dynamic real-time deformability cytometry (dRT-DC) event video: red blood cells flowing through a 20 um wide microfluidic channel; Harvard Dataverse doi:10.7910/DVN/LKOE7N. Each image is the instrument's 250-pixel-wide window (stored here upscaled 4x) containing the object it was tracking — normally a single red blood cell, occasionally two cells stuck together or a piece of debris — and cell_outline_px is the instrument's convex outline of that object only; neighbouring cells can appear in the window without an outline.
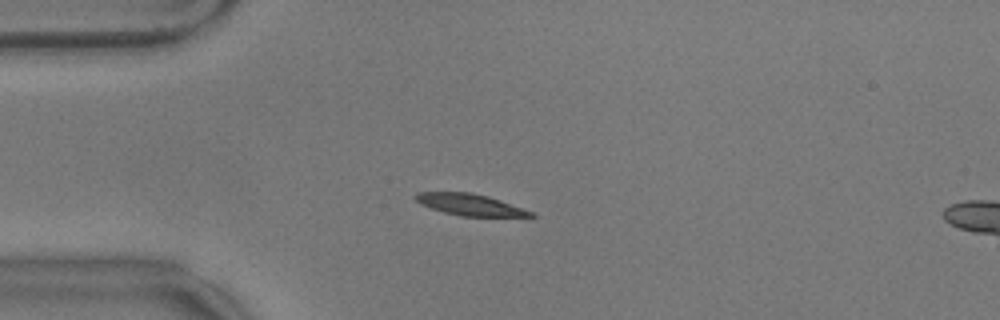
{"species": "common noctule bat (a hibernating species)", "species_latin": "Nyctalus noctula", "temperature_condition": "warm", "stored_images_in_passage": 57, "camera_frame_rate_fps": 3000, "um_per_image_px": 0.085, "animal": {"sex": "male", "body_mass_g": 17.9}, "frame": {"image": 1, "passage_image": 14, "time_ms": 4.333, "image_size_px": [1000, 320], "cell_outline_px": [[536, 216], [460, 216], [444, 212], [420, 204], [412, 196], [416, 192], [472, 192], [488, 196], [500, 200], [532, 212]], "centroid_in_image_um": [39.87, 17.38], "position_along_channel_um": 45.1, "area_um2": 14.28}}
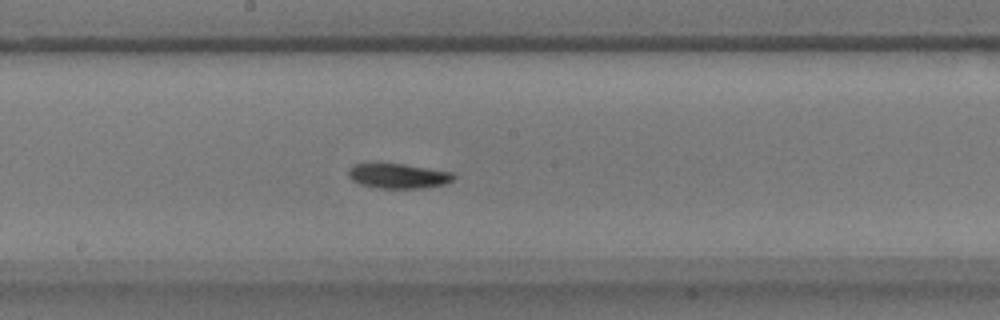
{"frame": {"image": 2, "passage_image": 30, "time_ms": 9.667, "image_size_px": [1000, 320], "cell_outline_px": [[456, 176], [452, 180], [444, 184], [420, 188], [380, 188], [360, 184], [352, 180], [348, 176], [348, 168], [352, 164], [404, 164], [452, 172]], "centroid_in_image_um": [33.83, 14.95], "position_along_channel_um": 214.4, "area_um2": 15.09}}
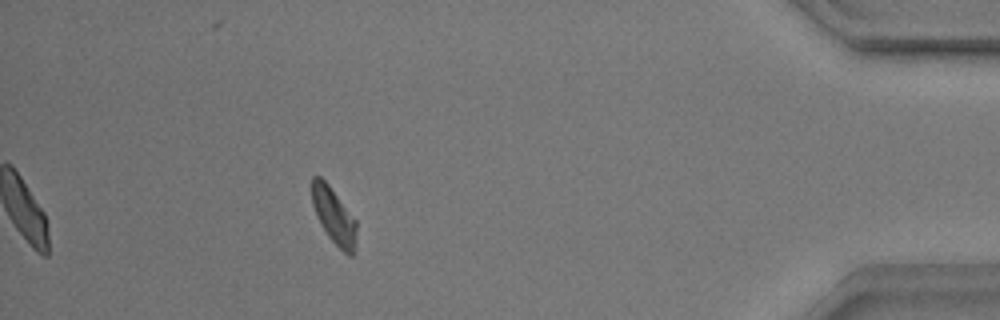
{"frame": {"image": 3, "passage_image": 51, "time_ms": 16.667, "image_size_px": [1000, 320], "cell_outline_px": [[356, 252], [352, 256], [348, 256], [328, 236], [312, 204], [312, 176], [320, 176], [328, 184], [356, 220]], "centroid_in_image_um": [28.41, 18.38], "position_along_channel_um": 406.8, "area_um2": 14.28}, "authors_computed_cell_mechanics": {"area_um2": 14.6812, "velocity_mm_per_s": 3.5015, "shape_relaxation_time_tau1_ms": 5.8471, "shape_relaxation_time_tau2_ms": null, "deformation_change_tau1": 0.1644, "deformation_change_tau2": null}}